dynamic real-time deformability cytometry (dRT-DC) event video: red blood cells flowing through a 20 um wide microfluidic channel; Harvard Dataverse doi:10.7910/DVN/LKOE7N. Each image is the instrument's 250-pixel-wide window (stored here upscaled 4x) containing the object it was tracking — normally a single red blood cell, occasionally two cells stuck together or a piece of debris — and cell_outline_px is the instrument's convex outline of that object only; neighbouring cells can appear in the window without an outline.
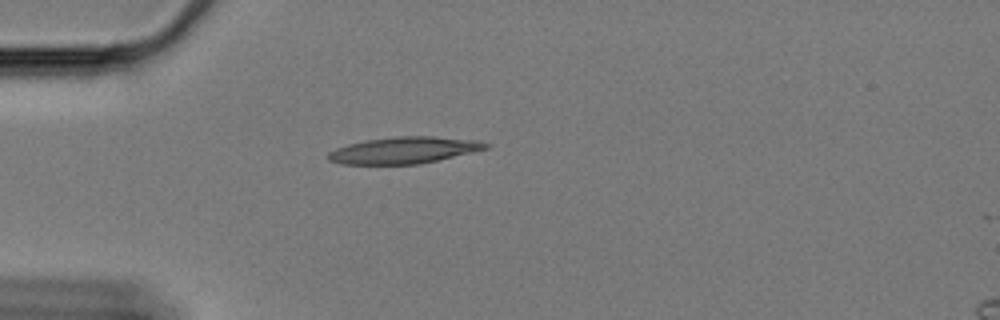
{"species": "Egyptian fruit bat (a non-hibernating species)", "species_latin": "Rousettus aegyptiacus", "temperature_condition": "cold", "stored_images_in_passage": 38, "camera_frame_rate_fps": 3000, "um_per_image_px": 0.085, "animal": {"sex": "female"}, "frame": {"image": 1, "passage_image": 1, "time_ms": 0.0, "image_size_px": [1000, 320], "cell_outline_px": [[492, 144], [488, 148], [472, 152], [420, 164], [344, 164], [328, 160], [328, 152], [336, 148], [348, 144], [364, 140], [396, 136], [432, 136], [476, 140]], "centroid_in_image_um": [34.34, 12.76], "position_along_channel_um": 50.7, "area_um2": 24.39}}
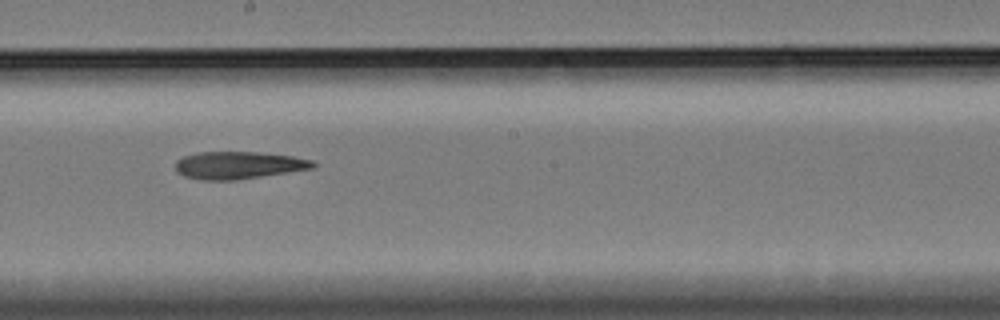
{"frame": {"image": 2, "passage_image": 18, "time_ms": 5.667, "image_size_px": [1000, 320], "cell_outline_px": [[316, 168], [236, 180], [204, 180], [184, 176], [176, 172], [176, 160], [184, 156], [196, 152], [256, 152], [292, 156], [312, 160], [316, 164]], "centroid_in_image_um": [20.27, 14.04], "position_along_channel_um": 227.9, "area_um2": 22.02}}
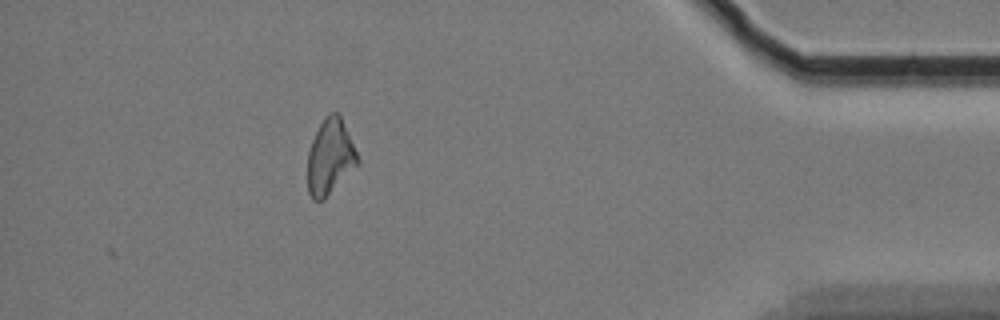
{"frame": {"image": 3, "passage_image": 38, "time_ms": 12.333, "image_size_px": [1000, 320], "cell_outline_px": [[360, 164], [324, 200], [312, 200], [308, 192], [308, 152], [312, 140], [324, 116], [328, 112], [340, 112], [360, 160]], "centroid_in_image_um": [28.08, 13.33], "position_along_channel_um": 407.1, "area_um2": 22.37}}